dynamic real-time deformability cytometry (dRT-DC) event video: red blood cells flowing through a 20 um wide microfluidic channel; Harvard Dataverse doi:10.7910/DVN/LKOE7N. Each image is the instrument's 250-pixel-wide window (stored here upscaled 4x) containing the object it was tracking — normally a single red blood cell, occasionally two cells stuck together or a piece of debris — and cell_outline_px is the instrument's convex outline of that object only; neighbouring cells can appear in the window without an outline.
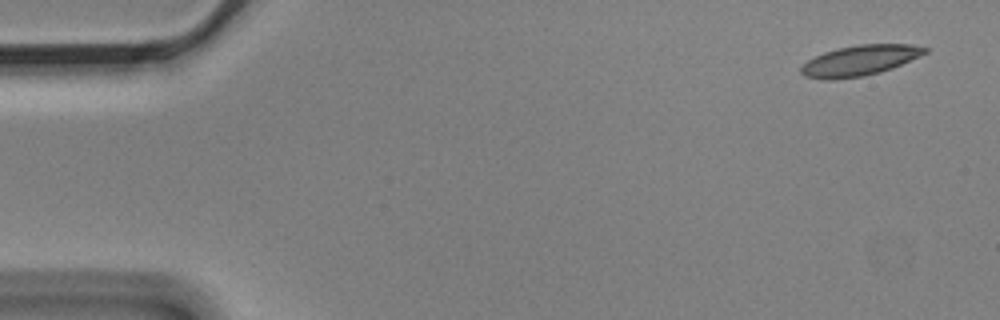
{"species": "Egyptian fruit bat (a non-hibernating species)", "species_latin": "Rousettus aegyptiacus", "temperature_condition": "cold", "stored_images_in_passage": 13, "camera_frame_rate_fps": 3000, "um_per_image_px": 0.085, "animal": {"sex": "male"}, "frame": {"image": 1, "passage_image": 1, "time_ms": 0.0, "image_size_px": [1000, 320], "cell_outline_px": [[928, 52], [920, 56], [892, 68], [880, 72], [864, 76], [832, 80], [824, 80], [804, 76], [800, 72], [800, 68], [808, 60], [824, 52], [836, 48], [856, 44], [912, 44], [928, 48]], "centroid_in_image_um": [73.07, 5.14], "position_along_channel_um": 11.9, "area_um2": 22.08}}
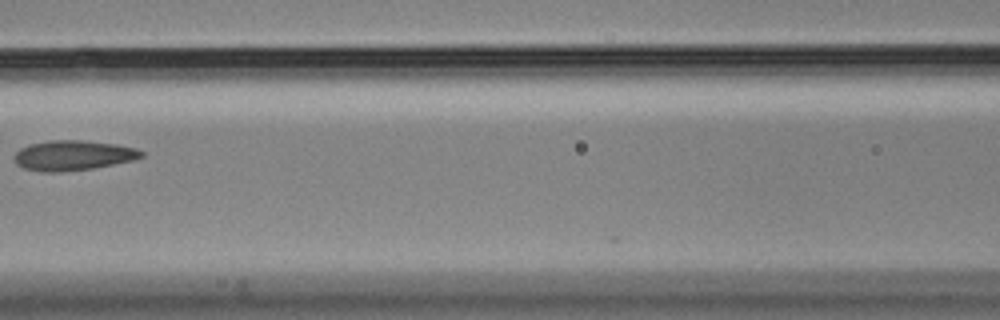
{"frame": {"image": 2, "passage_image": 6, "time_ms": 1.667, "image_size_px": [1000, 320], "cell_outline_px": [[144, 156], [136, 160], [92, 168], [60, 172], [40, 172], [24, 168], [16, 164], [16, 152], [20, 148], [28, 144], [48, 140], [80, 140], [116, 144], [136, 148], [144, 152]], "centroid_in_image_um": [6.23, 13.2], "position_along_channel_um": 160.4, "area_um2": 22.31}}
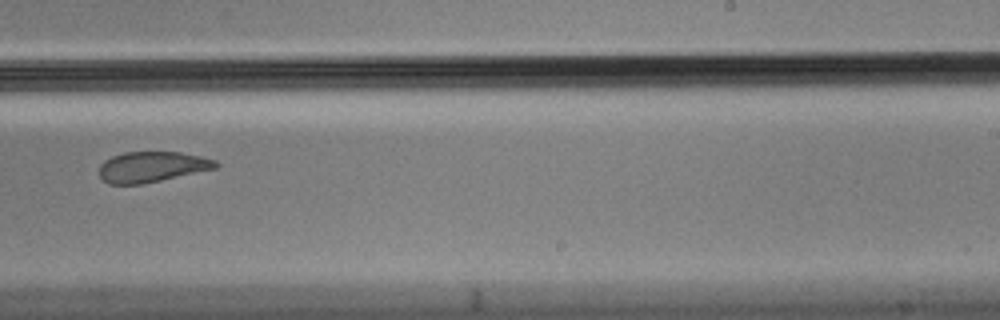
{"frame": {"image": 3, "passage_image": 9, "time_ms": 2.667, "image_size_px": [1000, 320], "cell_outline_px": [[220, 164], [216, 168], [144, 184], [108, 184], [100, 176], [100, 164], [104, 160], [112, 156], [124, 152], [180, 152], [200, 156], [216, 160]], "centroid_in_image_um": [12.91, 14.18], "position_along_channel_um": 276.1, "area_um2": 20.75}}